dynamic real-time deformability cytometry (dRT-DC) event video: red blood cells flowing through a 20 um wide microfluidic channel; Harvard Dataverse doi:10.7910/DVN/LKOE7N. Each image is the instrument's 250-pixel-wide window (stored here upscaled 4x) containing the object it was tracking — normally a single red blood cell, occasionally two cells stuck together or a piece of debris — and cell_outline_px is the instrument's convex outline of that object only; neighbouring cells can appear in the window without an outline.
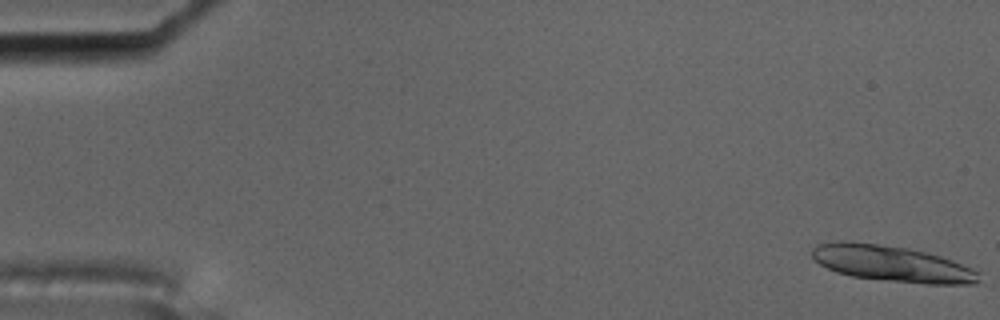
{"species": "common noctule bat (a hibernating species)", "species_latin": "Nyctalus noctula", "temperature_condition": "cold", "stored_images_in_passage": 5, "camera_frame_rate_fps": 3000, "um_per_image_px": 0.085, "animal": {"sex": "male", "body_mass_g": 17.5, "forearm_length_mm": 52.3}, "frame": {"image": 1, "passage_image": 1, "time_ms": 0.0, "image_size_px": [1000, 320], "cell_outline_px": [[980, 280], [976, 284], [924, 284], [852, 276], [836, 272], [820, 264], [812, 256], [812, 248], [816, 244], [840, 240], [852, 240], [908, 248], [928, 252], [952, 260], [972, 268], [980, 272]], "centroid_in_image_um": [75.82, 22.39], "position_along_channel_um": 9.2, "area_um2": 35.32}}